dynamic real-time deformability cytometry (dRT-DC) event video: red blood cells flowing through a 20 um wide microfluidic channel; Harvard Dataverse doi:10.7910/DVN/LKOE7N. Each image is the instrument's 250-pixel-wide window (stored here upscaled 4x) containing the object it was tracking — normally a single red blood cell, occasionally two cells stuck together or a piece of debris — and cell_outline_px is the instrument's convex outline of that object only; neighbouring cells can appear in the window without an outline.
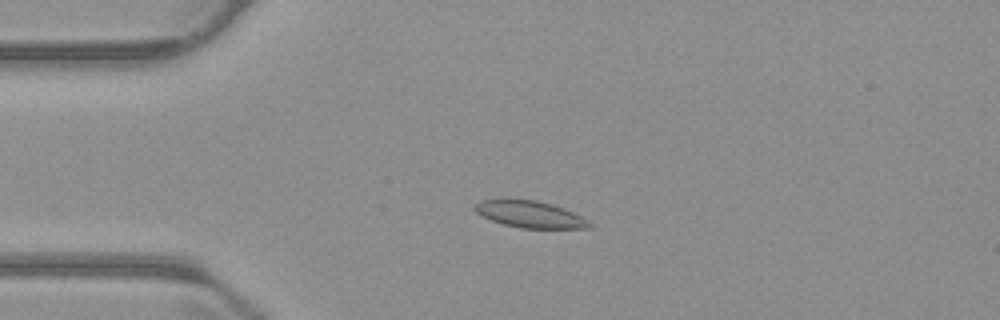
{"species": "common noctule bat (a hibernating species)", "species_latin": "Nyctalus noctula", "temperature_condition": "warm", "stored_images_in_passage": 56, "camera_frame_rate_fps": 3000, "um_per_image_px": 0.085, "animal": {"sex": "male", "body_mass_g": 23.1, "forearm_length_mm": 52.7}, "frame": {"image": 1, "passage_image": 14, "time_ms": 4.333, "image_size_px": [1000, 320], "cell_outline_px": [[596, 224], [592, 228], [520, 228], [504, 224], [492, 220], [476, 212], [472, 208], [480, 200], [536, 200], [552, 204], [564, 208]], "centroid_in_image_um": [45.11, 18.23], "position_along_channel_um": 39.9, "area_um2": 17.69}}
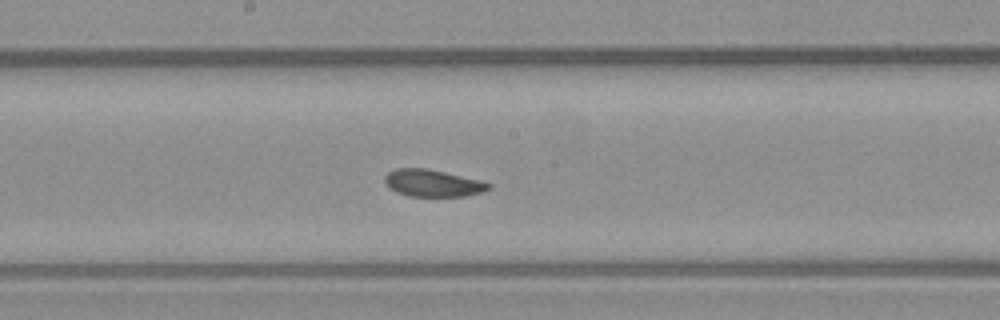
{"frame": {"image": 2, "passage_image": 30, "time_ms": 9.667, "image_size_px": [1000, 320], "cell_outline_px": [[492, 188], [480, 192], [464, 196], [408, 196], [396, 192], [388, 188], [384, 180], [384, 176], [388, 172], [396, 168], [428, 168], [484, 180], [492, 184]], "centroid_in_image_um": [36.8, 15.55], "position_along_channel_um": 211.4, "area_um2": 16.7}}
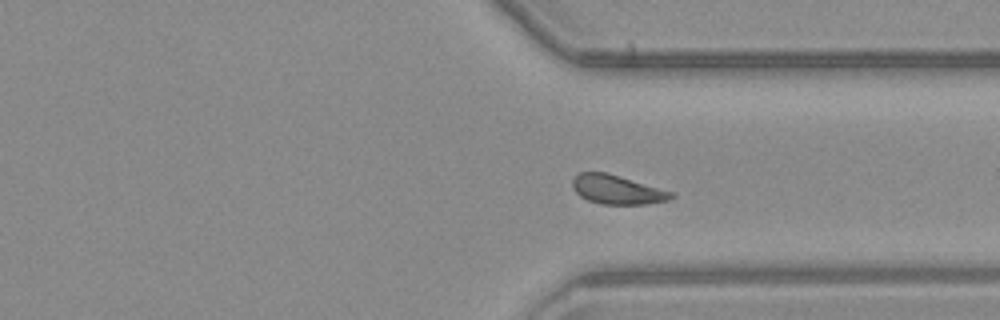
{"frame": {"image": 3, "passage_image": 42, "time_ms": 13.667, "image_size_px": [1000, 320], "cell_outline_px": [[676, 196], [668, 200], [644, 204], [600, 204], [588, 200], [580, 196], [572, 188], [572, 180], [580, 172], [604, 172], [676, 192]], "centroid_in_image_um": [52.48, 16.12], "position_along_channel_um": 358.9, "area_um2": 16.7}, "authors_computed_cell_mechanics": {"area_um2": 17.2244, "velocity_mm_per_s": 3.693, "shape_relaxation_time_tau1_ms": 4.1895, "shape_relaxation_time_tau2_ms": 5.0301, "deformation_change_tau1": 0.113, "deformation_change_tau2": 0.1057}}